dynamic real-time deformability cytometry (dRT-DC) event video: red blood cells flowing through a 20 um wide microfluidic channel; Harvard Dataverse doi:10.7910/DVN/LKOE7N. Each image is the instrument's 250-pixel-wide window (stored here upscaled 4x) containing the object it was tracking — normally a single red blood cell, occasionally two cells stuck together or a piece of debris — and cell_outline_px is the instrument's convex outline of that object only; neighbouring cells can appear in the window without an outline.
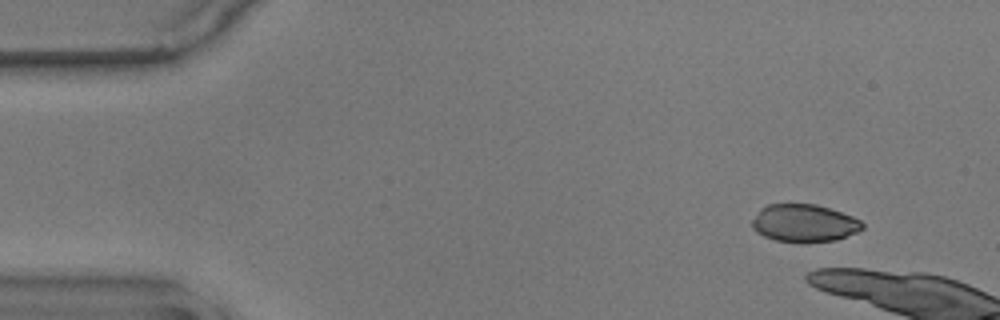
{"species": "common noctule bat (a hibernating species)", "species_latin": "Nyctalus noctula", "temperature_condition": "warm", "stored_images_in_passage": 6, "camera_frame_rate_fps": 3000, "um_per_image_px": 0.085, "animal": {"sex": "male", "body_mass_g": 17.9}, "frame": {"image": 1, "passage_image": 1, "time_ms": 0.0, "image_size_px": [1000, 320], "cell_outline_px": [[864, 228], [856, 232], [836, 240], [776, 240], [764, 236], [756, 232], [752, 228], [752, 220], [760, 208], [768, 204], [816, 204], [852, 216], [860, 220], [864, 224]], "centroid_in_image_um": [68.33, 18.93], "position_along_channel_um": 16.7, "area_um2": 23.58}}